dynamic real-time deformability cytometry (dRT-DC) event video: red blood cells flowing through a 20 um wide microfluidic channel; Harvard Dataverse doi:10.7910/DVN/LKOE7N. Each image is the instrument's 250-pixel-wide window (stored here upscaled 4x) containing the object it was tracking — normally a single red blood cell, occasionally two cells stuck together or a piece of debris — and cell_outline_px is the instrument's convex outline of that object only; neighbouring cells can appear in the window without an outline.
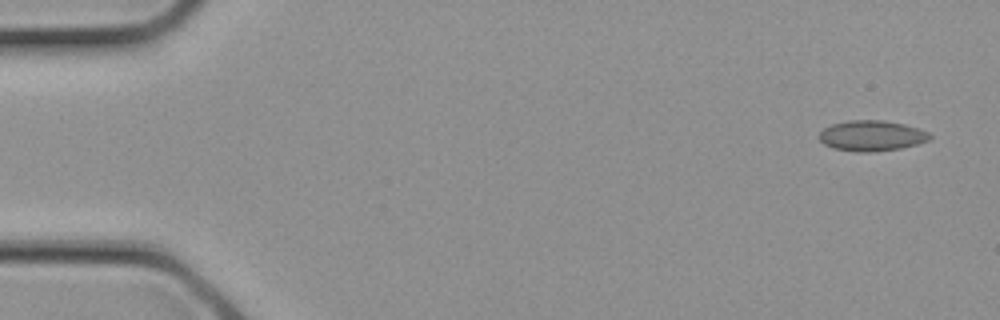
{"species": "common noctule bat (a hibernating species)", "species_latin": "Nyctalus noctula", "temperature_condition": "cold", "stored_images_in_passage": 3, "camera_frame_rate_fps": 3000, "um_per_image_px": 0.085, "animal": {"sex": "female", "body_mass_g": 21.9}, "frame": {"image": 1, "passage_image": 1, "time_ms": 0.0, "image_size_px": [1000, 320], "cell_outline_px": [[932, 136], [928, 140], [916, 144], [900, 148], [872, 152], [856, 152], [832, 148], [824, 144], [816, 136], [824, 128], [832, 124], [848, 120], [884, 120], [904, 124], [928, 132]], "centroid_in_image_um": [74.04, 11.54], "position_along_channel_um": 11.0, "area_um2": 19.71}}
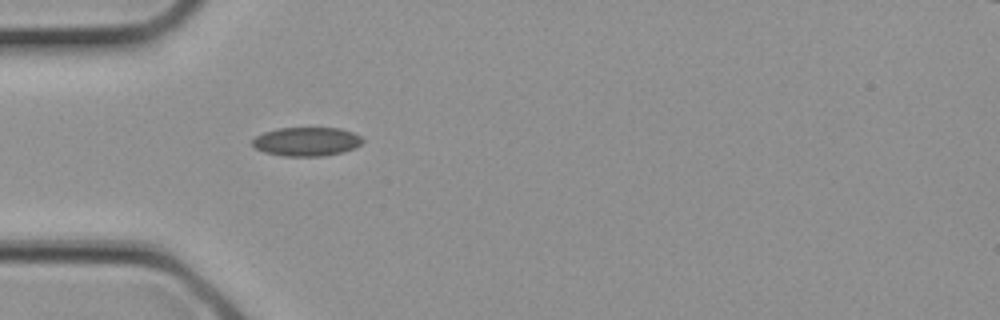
{"frame": {"image": 2, "passage_image": 3, "time_ms": 0.667, "image_size_px": [1000, 320], "cell_outline_px": [[364, 140], [360, 144], [352, 148], [340, 152], [324, 156], [284, 156], [264, 152], [256, 148], [252, 144], [252, 140], [256, 136], [264, 132], [276, 128], [340, 128], [352, 132], [360, 136]], "centroid_in_image_um": [26.03, 12.03], "position_along_channel_um": 59.0, "area_um2": 18.38}}